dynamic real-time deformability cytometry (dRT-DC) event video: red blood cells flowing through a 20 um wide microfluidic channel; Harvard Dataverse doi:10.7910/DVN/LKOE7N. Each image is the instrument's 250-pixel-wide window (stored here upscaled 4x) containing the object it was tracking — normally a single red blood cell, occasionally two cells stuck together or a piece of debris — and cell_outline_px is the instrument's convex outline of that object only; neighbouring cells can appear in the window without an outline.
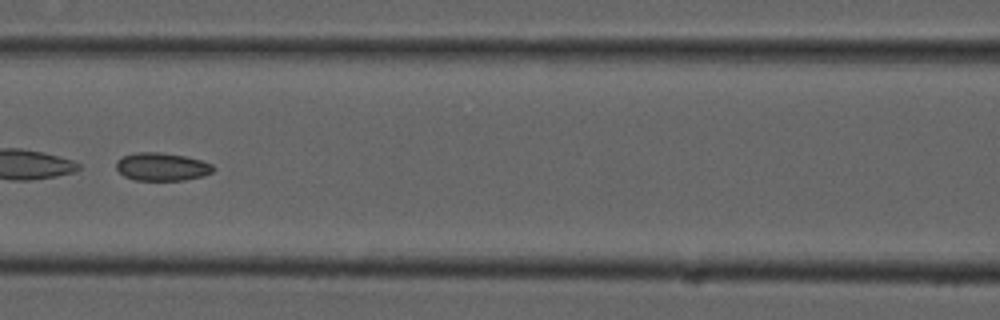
{"species": "common noctule bat (a hibernating species)", "species_latin": "Nyctalus noctula", "temperature_condition": "cold", "stored_images_in_passage": 34, "camera_frame_rate_fps": 3000, "um_per_image_px": 0.085, "animal": {"sex": "male", "forearm_length_mm": 52.5}, "frame": {"image": 1, "passage_image": 13, "time_ms": 4.0, "image_size_px": [1000, 320], "cell_outline_px": [[216, 168], [212, 172], [204, 176], [184, 180], [136, 180], [124, 176], [116, 168], [116, 160], [124, 156], [136, 152], [160, 152], [184, 156], [200, 160], [212, 164]], "centroid_in_image_um": [13.77, 14.17], "position_along_channel_um": 152.8, "area_um2": 15.84}}
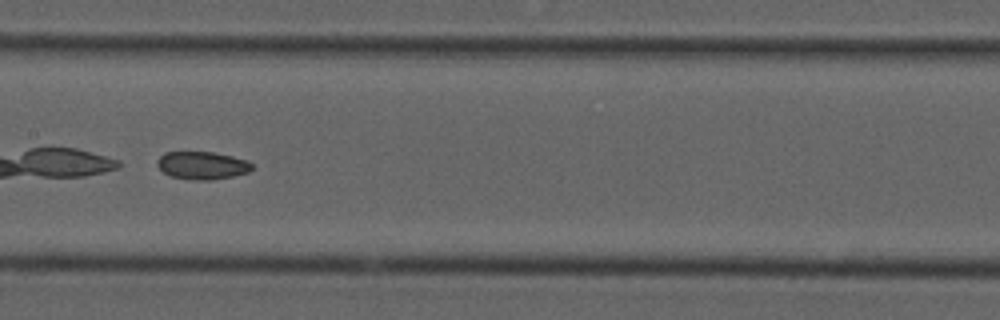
{"frame": {"image": 2, "passage_image": 16, "time_ms": 5.0, "image_size_px": [1000, 320], "cell_outline_px": [[252, 168], [248, 172], [232, 176], [212, 180], [192, 180], [172, 176], [164, 172], [156, 164], [160, 156], [164, 152], [212, 152], [232, 156], [248, 160], [252, 164]], "centroid_in_image_um": [17.19, 14.06], "position_along_channel_um": 190.2, "area_um2": 15.26}, "authors_computed_cell_mechanics": {"area_um2": 15.6927, "velocity_mm_per_s": 3.7371, "shape_relaxation_time_tau1_ms": null, "shape_relaxation_time_tau2_ms": 3.2425, "deformation_change_tau1": null, "deformation_change_tau2": 0.0744}}